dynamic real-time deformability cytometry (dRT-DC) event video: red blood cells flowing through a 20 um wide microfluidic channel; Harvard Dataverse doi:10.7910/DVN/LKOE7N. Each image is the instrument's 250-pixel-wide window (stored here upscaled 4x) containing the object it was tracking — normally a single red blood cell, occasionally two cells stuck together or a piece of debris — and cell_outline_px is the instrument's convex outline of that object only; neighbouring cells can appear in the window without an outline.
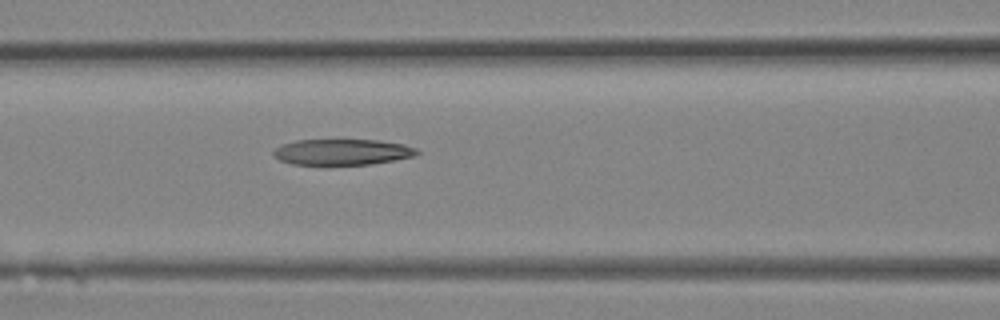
{"species": "Egyptian fruit bat (a non-hibernating species)", "species_latin": "Rousettus aegyptiacus", "temperature_condition": "room temperature", "stored_images_in_passage": 12, "camera_frame_rate_fps": 3000, "um_per_image_px": 0.085, "animal": {"sex": "female"}, "frame": {"image": 1, "passage_image": 12, "time_ms": 3.667, "image_size_px": [1000, 320], "cell_outline_px": [[420, 152], [412, 156], [372, 164], [328, 168], [324, 168], [292, 164], [280, 160], [272, 156], [272, 152], [276, 148], [284, 144], [296, 140], [380, 140], [404, 144], [416, 148]], "centroid_in_image_um": [29.02, 12.97], "position_along_channel_um": 137.6, "area_um2": 22.66}}